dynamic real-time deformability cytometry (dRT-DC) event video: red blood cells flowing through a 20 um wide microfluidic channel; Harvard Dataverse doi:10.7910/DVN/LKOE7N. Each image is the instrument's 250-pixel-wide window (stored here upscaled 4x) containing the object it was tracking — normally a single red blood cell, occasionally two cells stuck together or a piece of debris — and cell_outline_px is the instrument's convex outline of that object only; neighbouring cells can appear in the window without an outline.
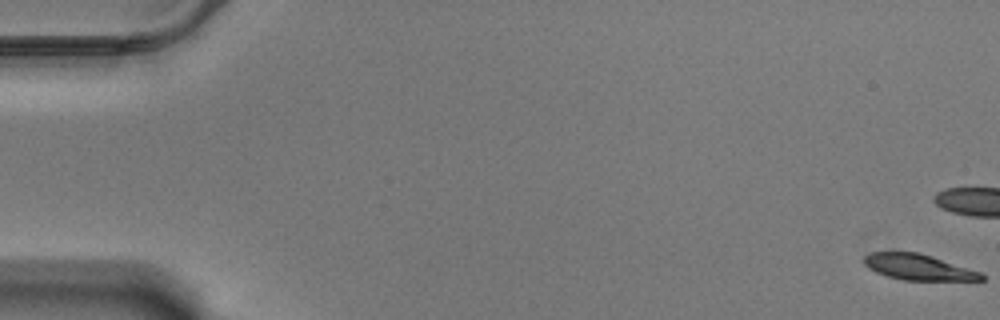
{"species": "Egyptian fruit bat (a non-hibernating species)", "species_latin": "Rousettus aegyptiacus", "temperature_condition": "warm", "stored_images_in_passage": 20, "camera_frame_rate_fps": 3000, "um_per_image_px": 0.085, "animal": {"sex": "male"}, "frame": {"image": 1, "passage_image": 1, "time_ms": 0.0, "image_size_px": [1000, 320], "cell_outline_px": [[984, 280], [904, 280], [888, 276], [876, 272], [868, 268], [864, 264], [864, 256], [872, 252], [916, 252], [980, 272], [984, 276]], "centroid_in_image_um": [78.01, 22.71], "position_along_channel_um": 7.0, "area_um2": 17.17}}